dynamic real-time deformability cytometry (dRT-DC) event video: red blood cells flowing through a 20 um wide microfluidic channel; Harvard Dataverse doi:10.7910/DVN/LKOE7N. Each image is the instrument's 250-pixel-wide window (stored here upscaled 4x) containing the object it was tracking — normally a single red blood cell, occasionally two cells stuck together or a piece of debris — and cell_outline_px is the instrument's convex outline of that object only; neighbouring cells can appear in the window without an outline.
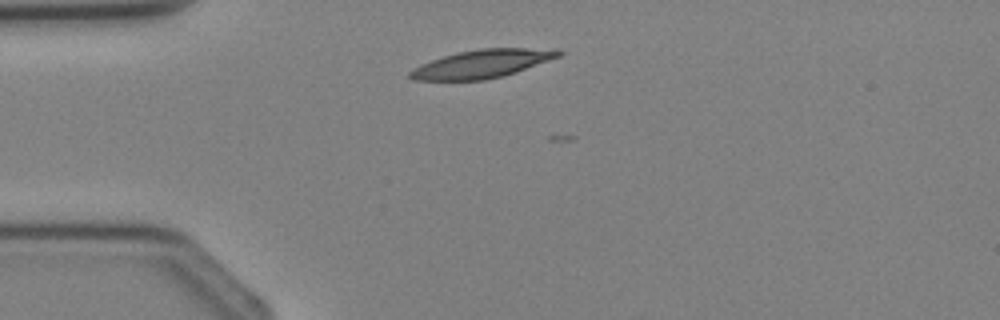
{"species": "Egyptian fruit bat (a non-hibernating species)", "species_latin": "Rousettus aegyptiacus", "temperature_condition": "cold", "stored_images_in_passage": 1, "camera_frame_rate_fps": 3000, "um_per_image_px": 0.085, "animal": {"sex": "female"}, "frame": {"image": 1, "passage_image": 1, "time_ms": 0.0, "image_size_px": [1000, 320], "cell_outline_px": [[564, 52], [560, 56], [516, 72], [504, 76], [484, 80], [412, 80], [408, 76], [408, 72], [412, 68], [420, 64], [444, 56], [460, 52], [480, 48], [560, 48]], "centroid_in_image_um": [41.0, 5.42], "position_along_channel_um": 44.0, "area_um2": 24.57}}